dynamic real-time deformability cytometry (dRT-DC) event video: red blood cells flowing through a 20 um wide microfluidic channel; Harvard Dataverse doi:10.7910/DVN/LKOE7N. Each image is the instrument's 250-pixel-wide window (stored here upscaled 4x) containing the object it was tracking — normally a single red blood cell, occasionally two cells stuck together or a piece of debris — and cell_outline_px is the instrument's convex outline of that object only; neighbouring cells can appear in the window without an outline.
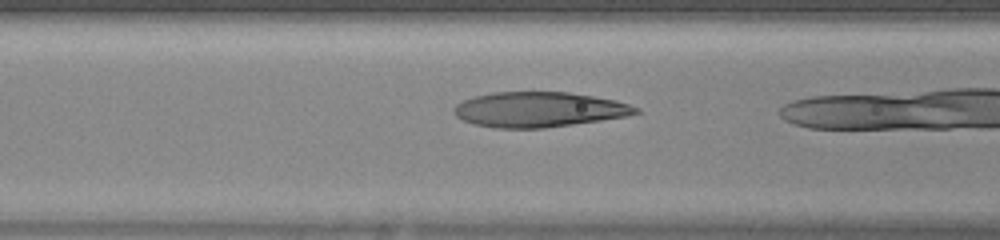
{"species": "human", "species_latin": "Homo sapiens", "temperature_condition": "warm", "stored_images_in_passage": 5, "camera_frame_rate_fps": 3000, "um_per_image_px": 0.085, "donor": {"sex": "female"}, "frame": {"image": 1, "passage_image": 3, "time_ms": 0.667, "image_size_px": [1000, 240], "cell_outline_px": [[640, 112], [628, 116], [544, 128], [492, 128], [472, 124], [456, 116], [452, 112], [452, 108], [456, 104], [472, 96], [492, 92], [568, 92], [616, 100], [640, 108]], "centroid_in_image_um": [45.76, 9.31], "position_along_channel_um": 120.8, "area_um2": 37.34}}